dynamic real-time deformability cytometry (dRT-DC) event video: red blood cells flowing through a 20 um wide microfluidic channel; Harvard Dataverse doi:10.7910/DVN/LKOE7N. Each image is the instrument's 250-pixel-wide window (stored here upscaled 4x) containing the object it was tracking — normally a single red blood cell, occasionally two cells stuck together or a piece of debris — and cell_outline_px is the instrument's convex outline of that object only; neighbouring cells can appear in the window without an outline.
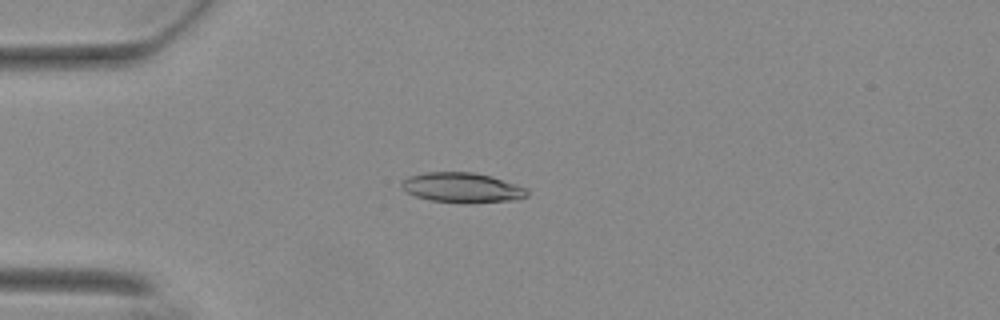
{"species": "Egyptian fruit bat (a non-hibernating species)", "species_latin": "Rousettus aegyptiacus", "temperature_condition": "warm", "stored_images_in_passage": 44, "camera_frame_rate_fps": 3000, "um_per_image_px": 0.085, "animal": {"sex": "female"}, "frame": {"image": 1, "passage_image": 3, "time_ms": 0.667, "image_size_px": [1000, 320], "cell_outline_px": [[528, 196], [516, 200], [468, 204], [464, 204], [432, 200], [416, 196], [408, 192], [400, 184], [408, 176], [428, 172], [472, 172], [492, 176], [528, 188]], "centroid_in_image_um": [39.35, 15.96], "position_along_channel_um": 45.7, "area_um2": 22.08}}
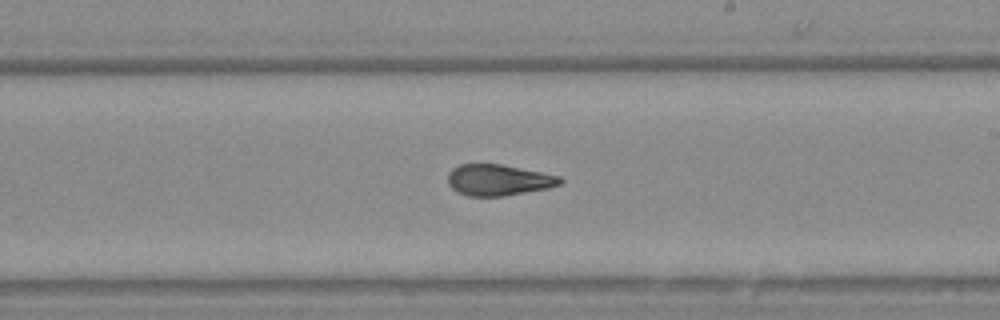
{"frame": {"image": 2, "passage_image": 21, "time_ms": 6.667, "image_size_px": [1000, 320], "cell_outline_px": [[564, 180], [560, 184], [548, 188], [504, 196], [468, 196], [456, 192], [448, 184], [448, 172], [452, 168], [460, 164], [500, 164], [560, 176]], "centroid_in_image_um": [42.33, 15.3], "position_along_channel_um": 246.7, "area_um2": 20.35}}
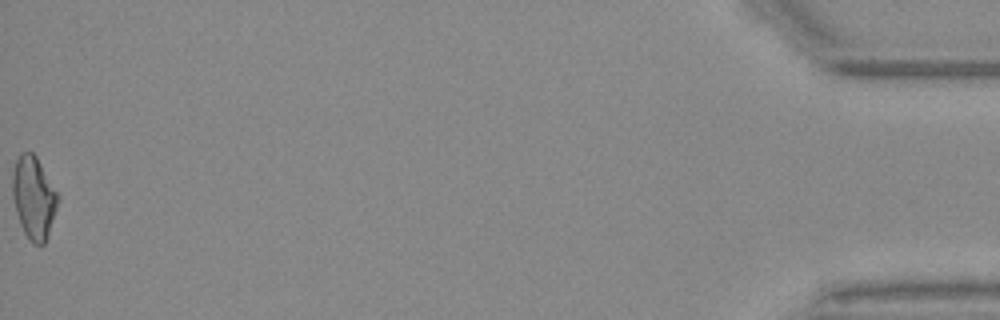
{"frame": {"image": 3, "passage_image": 44, "time_ms": 14.333, "image_size_px": [1000, 320], "cell_outline_px": [[60, 200], [48, 236], [44, 244], [32, 244], [24, 232], [20, 224], [16, 212], [12, 196], [12, 172], [16, 160], [20, 152], [32, 152], [36, 156], [60, 196]], "centroid_in_image_um": [2.87, 16.8], "position_along_channel_um": 432.3, "area_um2": 22.08}, "authors_computed_cell_mechanics": {"area_um2": 21.2126, "velocity_mm_per_s": 3.7027, "shape_relaxation_time_tau1_ms": null, "shape_relaxation_time_tau2_ms": 1.9785, "deformation_change_tau1": null, "deformation_change_tau2": 0.0872}}